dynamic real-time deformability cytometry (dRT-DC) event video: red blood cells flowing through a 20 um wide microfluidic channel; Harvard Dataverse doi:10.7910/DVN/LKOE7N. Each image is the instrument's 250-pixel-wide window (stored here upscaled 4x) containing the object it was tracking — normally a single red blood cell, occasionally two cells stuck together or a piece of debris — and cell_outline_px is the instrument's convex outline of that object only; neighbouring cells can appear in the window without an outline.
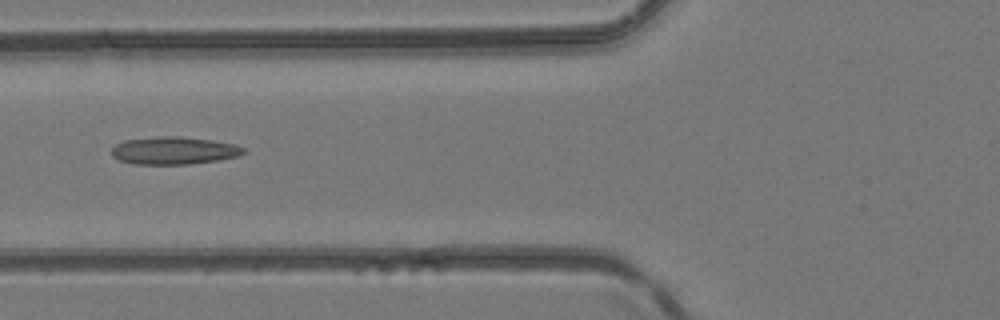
{"species": "common noctule bat (a hibernating species)", "species_latin": "Nyctalus noctula", "temperature_condition": "room temperature", "stored_images_in_passage": 5, "camera_frame_rate_fps": 3000, "um_per_image_px": 0.085, "animal": {"sex": "female", "body_mass_g": 24.6, "forearm_length_mm": 56.2}, "frame": {"image": 1, "passage_image": 4, "time_ms": 1.0, "image_size_px": [1000, 320], "cell_outline_px": [[244, 152], [236, 156], [220, 160], [188, 164], [132, 164], [120, 160], [112, 156], [112, 148], [116, 144], [124, 140], [156, 136], [180, 136], [212, 140], [232, 144], [244, 148]], "centroid_in_image_um": [14.74, 12.79], "position_along_channel_um": 111.1, "area_um2": 21.15}}
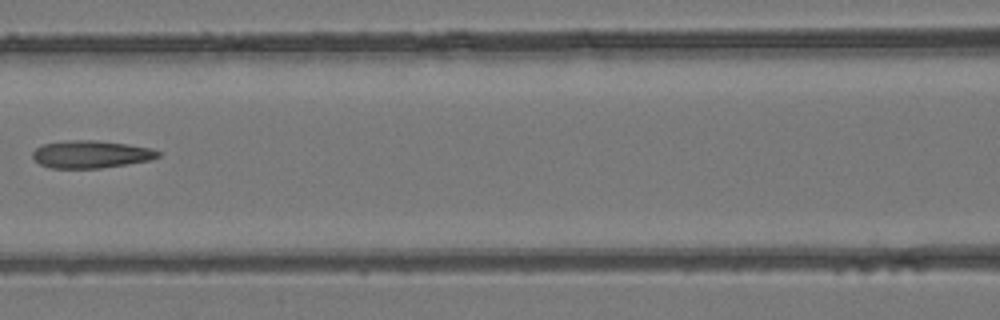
{"frame": {"image": 2, "passage_image": 5, "time_ms": 1.333, "image_size_px": [1000, 320], "cell_outline_px": [[160, 156], [148, 160], [100, 168], [52, 168], [40, 164], [32, 156], [32, 152], [40, 144], [68, 140], [96, 140], [128, 144], [152, 148], [160, 152]], "centroid_in_image_um": [7.7, 13.1], "position_along_channel_um": 158.9, "area_um2": 20.06}}